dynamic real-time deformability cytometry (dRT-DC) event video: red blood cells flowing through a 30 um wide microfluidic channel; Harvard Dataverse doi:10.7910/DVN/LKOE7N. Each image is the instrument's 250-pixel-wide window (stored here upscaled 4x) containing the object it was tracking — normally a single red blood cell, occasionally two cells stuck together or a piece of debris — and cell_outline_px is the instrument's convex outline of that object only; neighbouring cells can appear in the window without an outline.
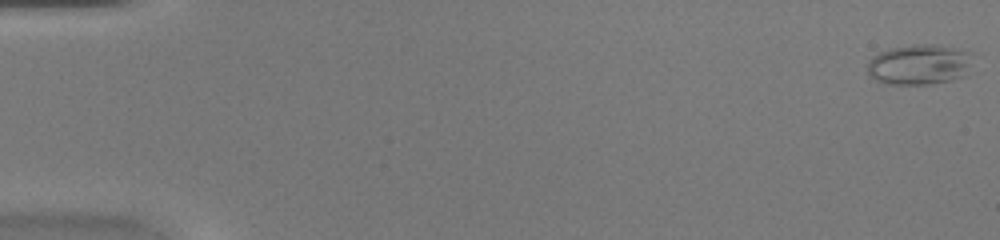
{"species": "common noctule bat (a hibernating species)", "species_latin": "Nyctalus noctula", "temperature_condition": "warm", "stored_images_in_passage": 49, "camera_frame_rate_fps": 3000, "um_per_image_px": 0.085, "animal": {"sex": "female", "body_mass_g": 20.0, "forearm_length_mm": 54.0}, "frame": {"image": 1, "passage_image": 1, "time_ms": 0.0, "image_size_px": [1000, 240], "cell_outline_px": [[972, 52], [964, 76], [952, 80], [928, 84], [888, 84], [876, 80], [868, 72], [868, 60], [872, 56], [888, 48], [912, 44], [932, 44], [956, 48]], "centroid_in_image_um": [78.1, 5.47], "position_along_channel_um": 6.9, "area_um2": 24.68}}
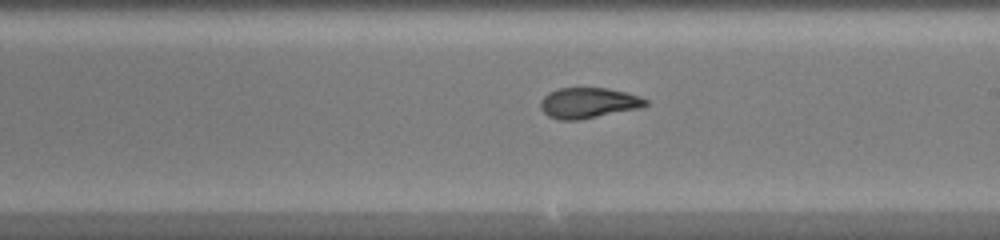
{"frame": {"image": 2, "passage_image": 29, "time_ms": 9.333, "image_size_px": [1000, 240], "cell_outline_px": [[648, 104], [640, 108], [580, 120], [560, 120], [548, 116], [540, 108], [540, 100], [548, 92], [560, 88], [608, 88], [628, 92], [640, 96], [648, 100]], "centroid_in_image_um": [50.02, 8.74], "position_along_channel_um": 239.0, "area_um2": 18.9}}
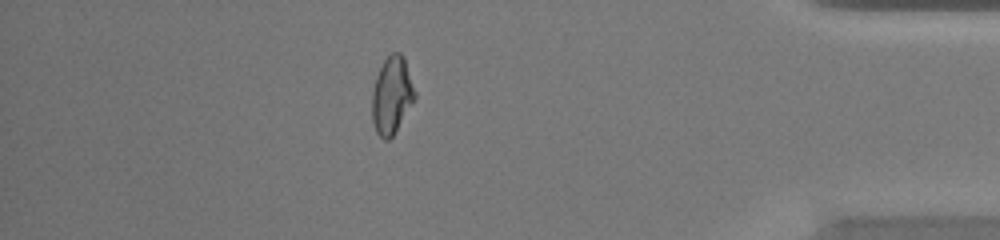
{"frame": {"image": 3, "passage_image": 43, "time_ms": 14.0, "image_size_px": [1000, 240], "cell_outline_px": [[416, 96], [392, 136], [388, 140], [384, 140], [376, 132], [372, 120], [372, 92], [376, 76], [384, 60], [392, 52], [400, 52], [404, 56], [416, 92]], "centroid_in_image_um": [33.29, 8.07], "position_along_channel_um": 401.9, "area_um2": 19.07}, "authors_computed_cell_mechanics": {"area_um2": 19.941, "velocity_mm_per_s": 4.2987, "shape_relaxation_time_tau1_ms": null, "shape_relaxation_time_tau2_ms": 1.5968, "deformation_change_tau1": null, "deformation_change_tau2": 0.0764}}